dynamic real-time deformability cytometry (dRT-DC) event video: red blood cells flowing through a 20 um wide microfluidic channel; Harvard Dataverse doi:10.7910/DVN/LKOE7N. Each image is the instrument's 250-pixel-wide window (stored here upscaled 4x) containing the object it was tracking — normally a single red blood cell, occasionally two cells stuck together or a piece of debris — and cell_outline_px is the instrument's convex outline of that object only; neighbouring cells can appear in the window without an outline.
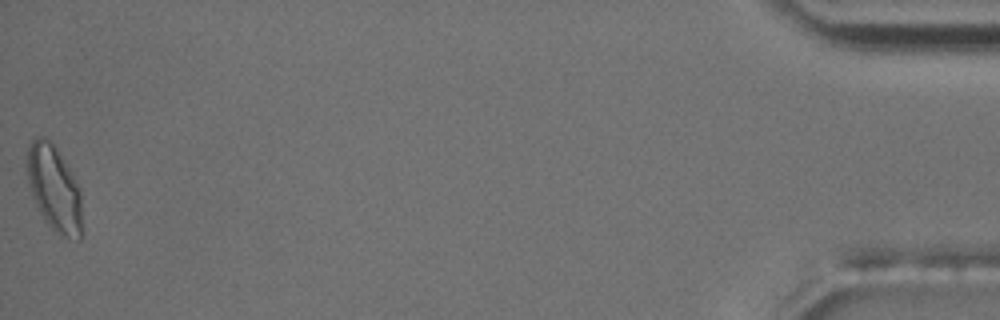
{"species": "common noctule bat (a hibernating species)", "species_latin": "Nyctalus noctula", "temperature_condition": "room temperature", "stored_images_in_passage": 55, "camera_frame_rate_fps": 3000, "um_per_image_px": 0.085, "animal": {"sex": "male", "body_mass_g": 17.5, "forearm_length_mm": 52.3}, "frame": {"image": 1, "passage_image": 55, "time_ms": 18.0, "image_size_px": [1000, 320], "cell_outline_px": [[84, 232], [80, 240], [60, 236], [44, 220], [32, 196], [28, 180], [28, 144], [32, 136], [44, 136], [56, 148], [80, 188]], "centroid_in_image_um": [4.64, 16.07], "position_along_channel_um": 430.6, "area_um2": 27.69}, "authors_computed_cell_mechanics": {"area_um2": 19.8254, "velocity_mm_per_s": 3.7102, "shape_relaxation_time_tau1_ms": 9.0724, "shape_relaxation_time_tau2_ms": 1.4138, "deformation_change_tau1": 0.2051, "deformation_change_tau2": 0.0631}}